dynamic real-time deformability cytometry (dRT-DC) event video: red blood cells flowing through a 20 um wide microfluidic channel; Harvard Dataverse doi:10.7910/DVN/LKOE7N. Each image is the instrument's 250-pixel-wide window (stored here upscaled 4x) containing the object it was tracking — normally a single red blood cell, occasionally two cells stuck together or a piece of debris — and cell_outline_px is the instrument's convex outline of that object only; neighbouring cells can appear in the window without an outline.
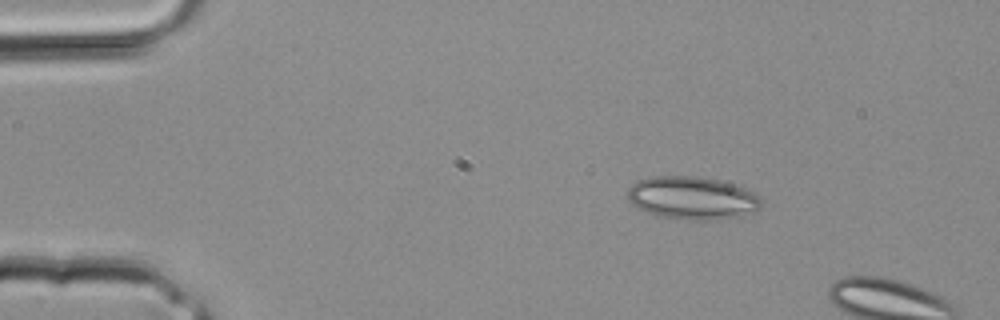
{"species": "common noctule bat (a hibernating species)", "species_latin": "Nyctalus noctula", "temperature_condition": "room temperature", "stored_images_in_passage": 2, "camera_frame_rate_fps": 3000, "um_per_image_px": 0.085, "animal": {"sex": "male", "body_mass_g": 20.4}, "frame": {"image": 1, "passage_image": 1, "time_ms": 0.0, "image_size_px": [1000, 320], "cell_outline_px": [[764, 200], [760, 208], [756, 212], [740, 216], [712, 220], [680, 220], [656, 216], [636, 208], [632, 204], [628, 196], [628, 188], [632, 184], [640, 180], [652, 176], [696, 176], [720, 180], [744, 188], [760, 196]], "centroid_in_image_um": [58.86, 16.85], "position_along_channel_um": 26.1, "area_um2": 33.87}}